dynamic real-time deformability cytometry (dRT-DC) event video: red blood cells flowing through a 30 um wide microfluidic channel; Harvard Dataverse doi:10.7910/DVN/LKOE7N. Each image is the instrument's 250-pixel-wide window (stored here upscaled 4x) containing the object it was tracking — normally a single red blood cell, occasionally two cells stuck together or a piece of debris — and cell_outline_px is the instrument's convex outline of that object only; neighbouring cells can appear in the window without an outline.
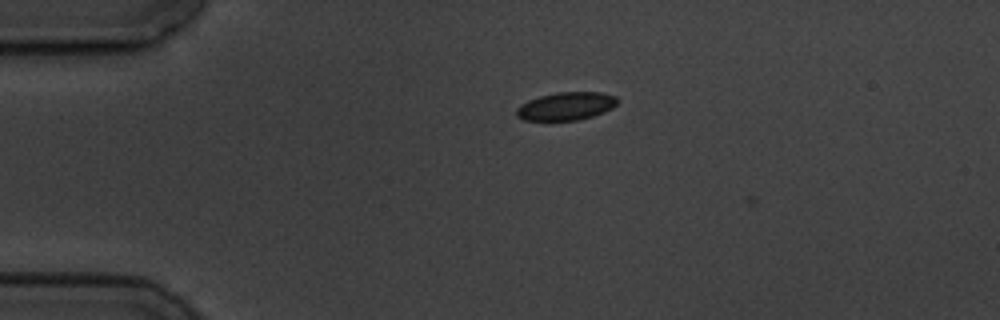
{"species": "common noctule bat (a hibernating species)", "species_latin": "Nyctalus noctula", "temperature_condition": "cold", "stored_images_in_passage": 3, "camera_frame_rate_fps": 3000, "um_per_image_px": 0.085, "animal": {"sex": "male", "body_mass_g": 19.5, "forearm_length_mm": 54.6}, "frame": {"image": 1, "passage_image": 2, "time_ms": 1.0, "image_size_px": [1000, 320], "cell_outline_px": [[620, 100], [612, 108], [604, 112], [580, 120], [524, 120], [516, 116], [516, 108], [520, 104], [528, 100], [540, 96], [556, 92], [600, 92], [616, 96]], "centroid_in_image_um": [48.12, 9.02], "position_along_channel_um": 36.9, "area_um2": 16.59}}